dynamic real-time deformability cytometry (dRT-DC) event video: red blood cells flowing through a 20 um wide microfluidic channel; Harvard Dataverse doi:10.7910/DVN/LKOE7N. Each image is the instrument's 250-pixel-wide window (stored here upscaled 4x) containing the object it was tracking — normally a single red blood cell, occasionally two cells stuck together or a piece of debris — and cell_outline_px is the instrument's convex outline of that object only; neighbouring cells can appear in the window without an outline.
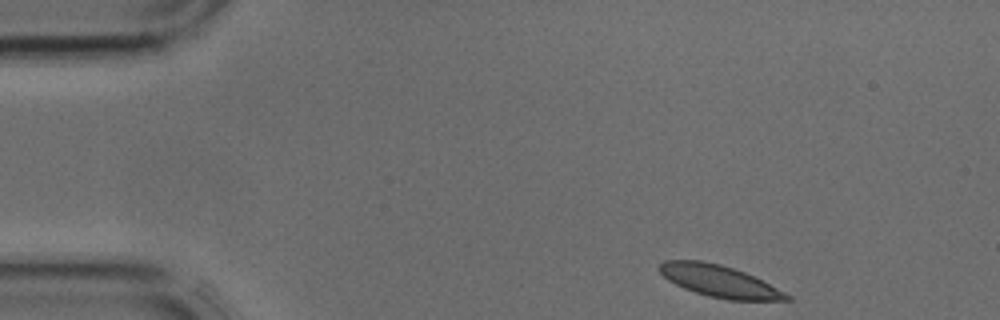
{"species": "common noctule bat (a hibernating species)", "species_latin": "Nyctalus noctula", "temperature_condition": "cold", "stored_images_in_passage": 39, "camera_frame_rate_fps": 3000, "um_per_image_px": 0.085, "animal": {"sex": "male", "body_mass_g": 17.9, "forearm_length_mm": 54.2}, "frame": {"image": 1, "passage_image": 1, "time_ms": 0.0, "image_size_px": [1000, 320], "cell_outline_px": [[792, 300], [728, 300], [708, 296], [684, 288], [668, 280], [660, 272], [660, 264], [664, 260], [700, 260], [720, 264], [744, 272], [792, 296]], "centroid_in_image_um": [61.13, 23.9], "position_along_channel_um": 23.9, "area_um2": 23.18}}
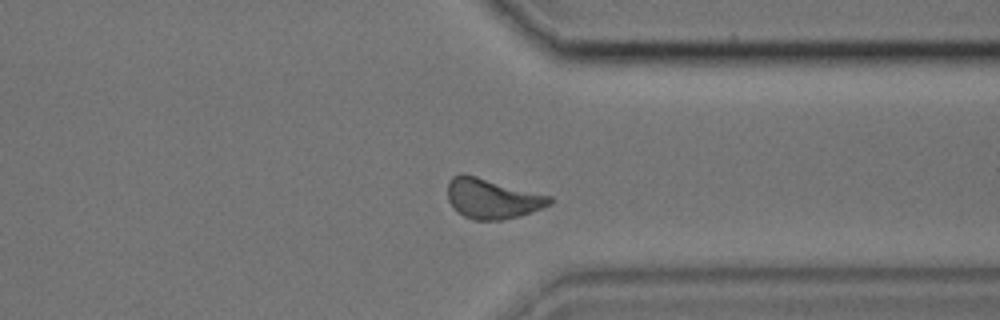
{"frame": {"image": 2, "passage_image": 28, "time_ms": 9.0, "image_size_px": [1000, 320], "cell_outline_px": [[556, 200], [552, 204], [520, 216], [500, 220], [472, 220], [464, 216], [448, 200], [448, 180], [452, 176], [460, 172], [476, 176], [552, 196]], "centroid_in_image_um": [41.87, 16.87], "position_along_channel_um": 369.5, "area_um2": 23.87}}
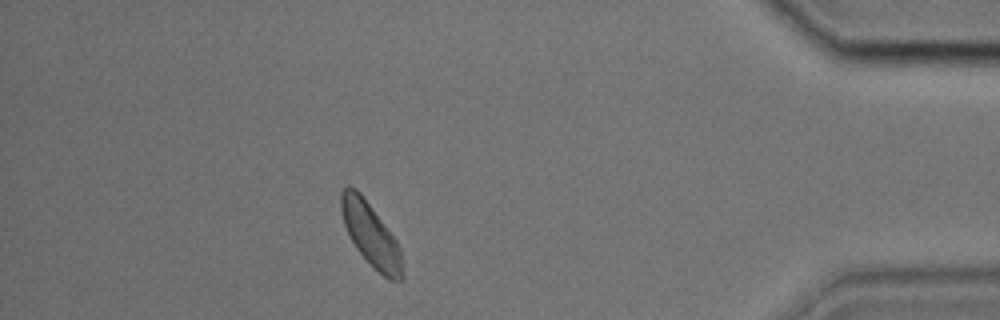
{"frame": {"image": 3, "passage_image": 33, "time_ms": 10.667, "image_size_px": [1000, 320], "cell_outline_px": [[404, 280], [388, 280], [372, 268], [356, 248], [344, 224], [340, 212], [340, 192], [348, 184], [356, 188], [360, 192], [396, 240], [400, 248], [404, 276]], "centroid_in_image_um": [31.51, 19.96], "position_along_channel_um": 403.7, "area_um2": 22.72}}